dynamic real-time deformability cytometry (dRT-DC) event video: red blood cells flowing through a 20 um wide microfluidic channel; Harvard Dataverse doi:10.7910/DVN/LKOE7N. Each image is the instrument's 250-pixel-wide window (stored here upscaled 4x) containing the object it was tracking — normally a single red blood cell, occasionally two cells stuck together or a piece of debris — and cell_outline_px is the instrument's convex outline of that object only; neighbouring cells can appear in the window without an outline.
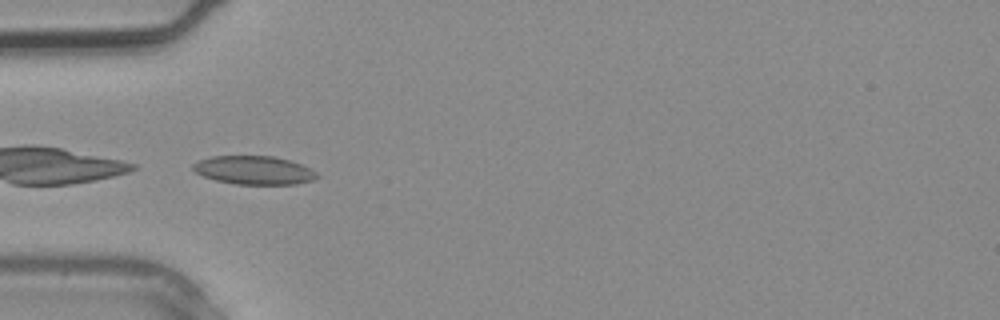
{"species": "common noctule bat (a hibernating species)", "species_latin": "Nyctalus noctula", "temperature_condition": "warm", "stored_images_in_passage": 2, "camera_frame_rate_fps": 3000, "um_per_image_px": 0.085, "animal": {"sex": "male", "body_mass_g": 20.4}, "frame": {"image": 1, "passage_image": 2, "time_ms": 0.333, "image_size_px": [1000, 320], "cell_outline_px": [[320, 176], [312, 180], [296, 184], [236, 184], [216, 180], [204, 176], [196, 172], [192, 168], [192, 164], [200, 160], [212, 156], [272, 156], [292, 160], [316, 172]], "centroid_in_image_um": [21.6, 14.46], "position_along_channel_um": 63.4, "area_um2": 20.46}}